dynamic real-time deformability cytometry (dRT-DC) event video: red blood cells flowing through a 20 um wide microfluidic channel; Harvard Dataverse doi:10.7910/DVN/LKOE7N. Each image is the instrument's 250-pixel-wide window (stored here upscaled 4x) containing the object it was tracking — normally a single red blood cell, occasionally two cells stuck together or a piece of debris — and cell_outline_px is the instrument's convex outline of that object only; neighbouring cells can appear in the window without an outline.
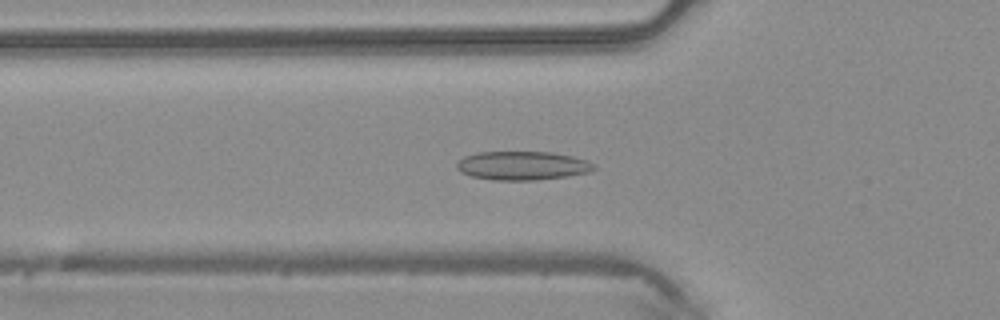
{"species": "common noctule bat (a hibernating species)", "species_latin": "Nyctalus noctula", "temperature_condition": "warm", "stored_images_in_passage": 48, "camera_frame_rate_fps": 3000, "um_per_image_px": 0.085, "animal": {"sex": "male", "body_mass_g": 20.4}, "frame": {"image": 1, "passage_image": 17, "time_ms": 5.333, "image_size_px": [1000, 320], "cell_outline_px": [[596, 168], [588, 172], [568, 176], [536, 180], [492, 180], [472, 176], [460, 172], [456, 168], [456, 164], [464, 156], [476, 152], [552, 152], [572, 156], [588, 160], [596, 164]], "centroid_in_image_um": [44.41, 14.08], "position_along_channel_um": 81.4, "area_um2": 23.12}}
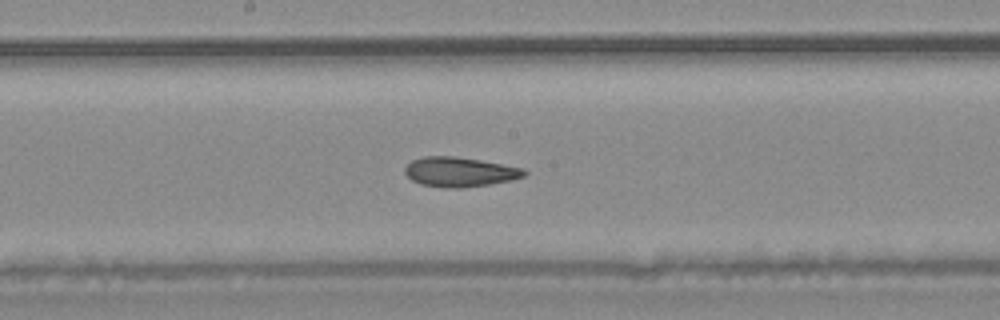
{"frame": {"image": 2, "passage_image": 26, "time_ms": 8.333, "image_size_px": [1000, 320], "cell_outline_px": [[528, 172], [524, 176], [512, 180], [492, 184], [460, 188], [444, 188], [420, 184], [412, 180], [404, 172], [404, 168], [412, 160], [424, 156], [456, 156], [480, 160], [524, 168]], "centroid_in_image_um": [39.08, 14.62], "position_along_channel_um": 209.1, "area_um2": 20.75}}
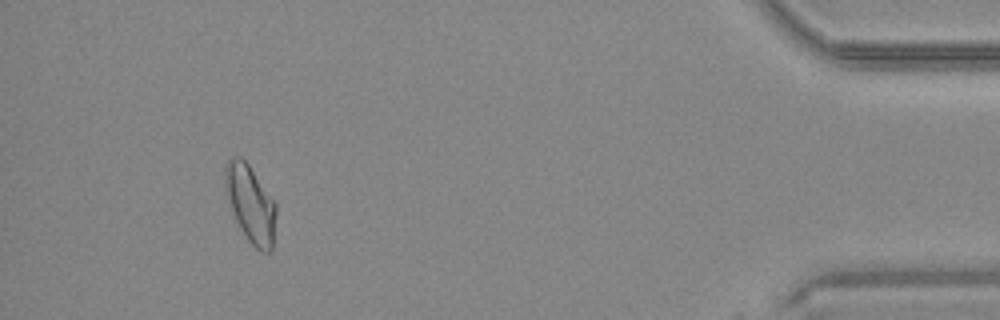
{"frame": {"image": 3, "passage_image": 45, "time_ms": 14.667, "image_size_px": [1000, 320], "cell_outline_px": [[276, 212], [272, 252], [260, 252], [248, 240], [240, 228], [236, 220], [224, 192], [224, 168], [228, 160], [232, 156], [240, 156], [248, 164], [276, 204]], "centroid_in_image_um": [21.27, 17.32], "position_along_channel_um": 413.9, "area_um2": 22.95}, "authors_computed_cell_mechanics": {"area_um2": 22.0218, "velocity_mm_per_s": 4.2319, "shape_relaxation_time_tau1_ms": 10.102, "shape_relaxation_time_tau2_ms": 2.1912, "deformation_change_tau1": 0.1821, "deformation_change_tau2": 0.0806}}